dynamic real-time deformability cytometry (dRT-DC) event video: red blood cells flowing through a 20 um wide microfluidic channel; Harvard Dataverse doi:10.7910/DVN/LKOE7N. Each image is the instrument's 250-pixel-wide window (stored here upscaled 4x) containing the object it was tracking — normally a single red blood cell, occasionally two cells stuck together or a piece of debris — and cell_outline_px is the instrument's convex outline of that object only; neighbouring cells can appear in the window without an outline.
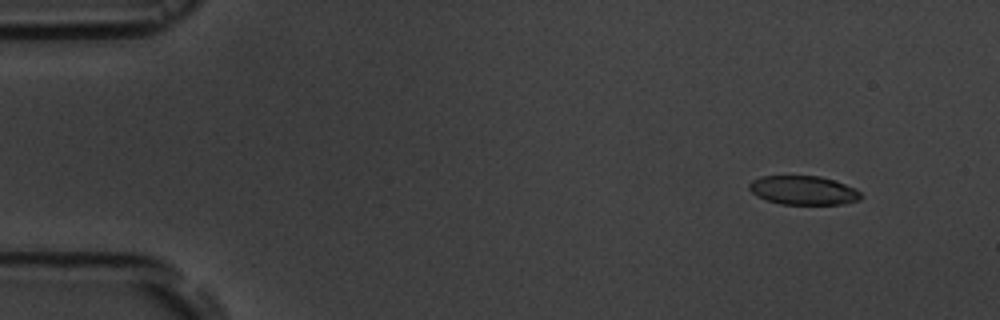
{"species": "common noctule bat (a hibernating species)", "species_latin": "Nyctalus noctula", "temperature_condition": "room temperature", "stored_images_in_passage": 4, "camera_frame_rate_fps": 3000, "um_per_image_px": 0.085, "animal": {"sex": "male", "body_mass_g": 19.5, "forearm_length_mm": 54.6}, "frame": {"image": 1, "passage_image": 1, "time_ms": 0.0, "image_size_px": [1000, 320], "cell_outline_px": [[864, 196], [860, 200], [844, 204], [780, 204], [756, 196], [748, 188], [748, 184], [752, 180], [760, 176], [820, 176], [856, 188]], "centroid_in_image_um": [68.29, 16.18], "position_along_channel_um": 16.7, "area_um2": 18.9}}
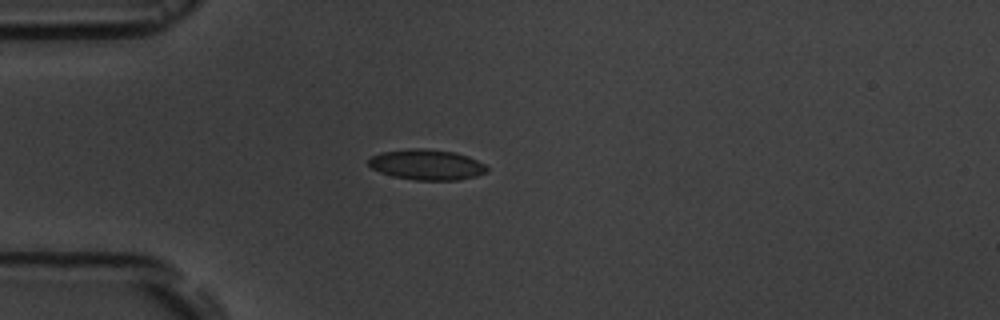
{"frame": {"image": 2, "passage_image": 4, "time_ms": 3.333, "image_size_px": [1000, 320], "cell_outline_px": [[488, 172], [476, 176], [460, 180], [416, 180], [392, 176], [380, 172], [372, 168], [368, 164], [368, 160], [372, 156], [380, 152], [412, 148], [424, 148], [456, 152], [468, 156], [484, 164], [488, 168]], "centroid_in_image_um": [36.28, 13.99], "position_along_channel_um": 48.7, "area_um2": 21.15}}